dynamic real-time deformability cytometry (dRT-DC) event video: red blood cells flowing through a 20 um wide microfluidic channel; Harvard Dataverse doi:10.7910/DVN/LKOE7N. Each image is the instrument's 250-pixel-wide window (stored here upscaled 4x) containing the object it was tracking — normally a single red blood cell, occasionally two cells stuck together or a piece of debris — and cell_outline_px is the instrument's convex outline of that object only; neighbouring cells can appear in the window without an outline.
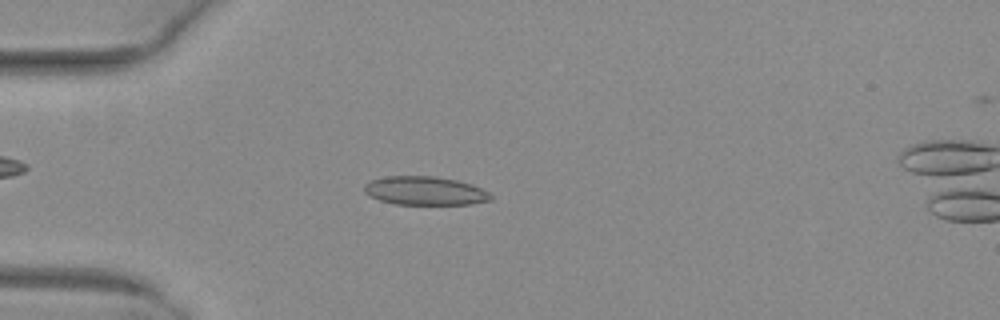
{"species": "common noctule bat (a hibernating species)", "species_latin": "Nyctalus noctula", "temperature_condition": "warm", "stored_images_in_passage": 39, "camera_frame_rate_fps": 3000, "um_per_image_px": 0.085, "animal": {"sex": "female", "body_mass_g": 29.2, "forearm_length_mm": 56.3}, "frame": {"image": 1, "passage_image": 2, "time_ms": 0.333, "image_size_px": [1000, 320], "cell_outline_px": [[492, 200], [472, 204], [396, 204], [380, 200], [364, 192], [364, 184], [368, 180], [388, 176], [436, 176], [456, 180], [472, 184], [488, 192], [492, 196]], "centroid_in_image_um": [36.12, 16.21], "position_along_channel_um": 48.9, "area_um2": 21.1}}
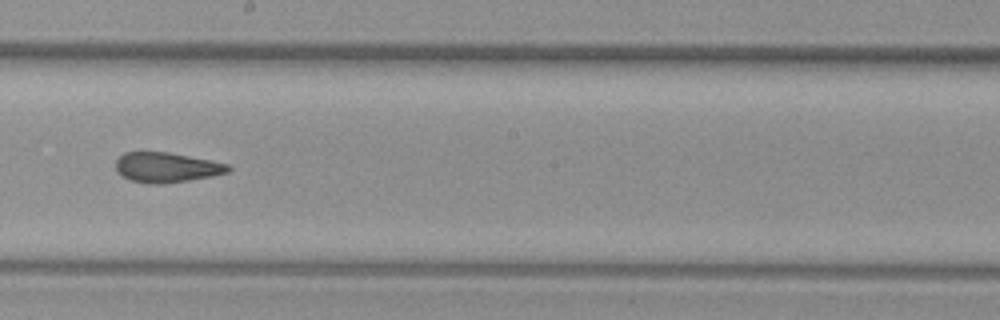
{"frame": {"image": 2, "passage_image": 17, "time_ms": 5.333, "image_size_px": [1000, 320], "cell_outline_px": [[232, 168], [228, 172], [212, 176], [164, 184], [148, 184], [132, 180], [120, 176], [116, 172], [116, 160], [124, 152], [168, 152], [212, 160], [228, 164]], "centroid_in_image_um": [14.14, 14.23], "position_along_channel_um": 234.1, "area_um2": 19.77}}
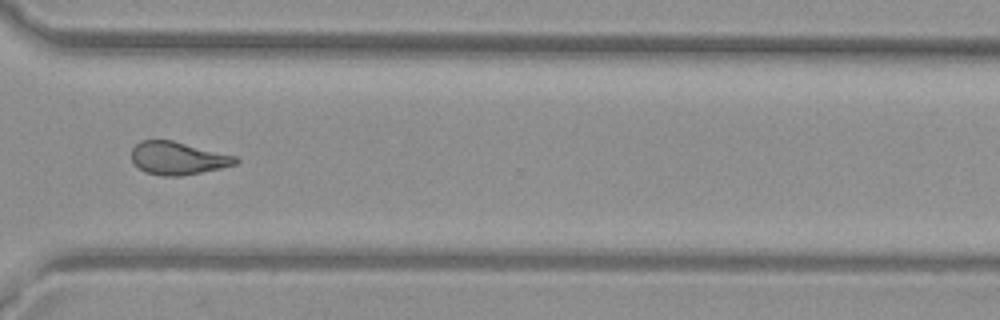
{"frame": {"image": 3, "passage_image": 26, "time_ms": 8.333, "image_size_px": [1000, 320], "cell_outline_px": [[240, 160], [236, 164], [220, 168], [180, 176], [160, 176], [144, 172], [132, 160], [132, 148], [140, 140], [172, 140], [236, 156]], "centroid_in_image_um": [15.11, 13.44], "position_along_channel_um": 355.5, "area_um2": 19.83}, "authors_computed_cell_mechanics": {"area_um2": 20.3456, "velocity_mm_per_s": 4.0443, "shape_relaxation_time_tau1_ms": 8.6088, "shape_relaxation_time_tau2_ms": 1.6657, "deformation_change_tau1": 0.2293, "deformation_change_tau2": 0.0994}}